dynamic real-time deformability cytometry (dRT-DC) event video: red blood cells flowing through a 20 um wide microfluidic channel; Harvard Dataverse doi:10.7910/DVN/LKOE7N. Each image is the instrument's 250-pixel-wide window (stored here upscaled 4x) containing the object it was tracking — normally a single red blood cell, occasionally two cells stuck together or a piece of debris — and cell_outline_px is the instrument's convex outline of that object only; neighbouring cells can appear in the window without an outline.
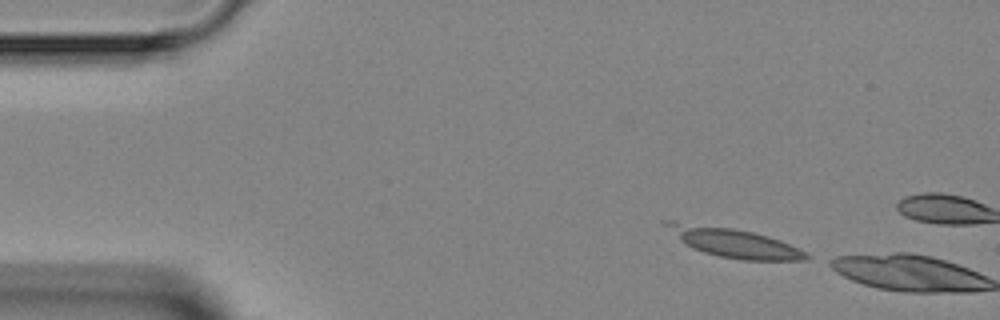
{"species": "Egyptian fruit bat (a non-hibernating species)", "species_latin": "Rousettus aegyptiacus", "temperature_condition": "room temperature", "stored_images_in_passage": 2, "camera_frame_rate_fps": 3000, "um_per_image_px": 0.085, "animal": {"sex": "female"}, "frame": {"image": 1, "passage_image": 1, "time_ms": 0.0, "image_size_px": [1000, 320], "cell_outline_px": [[812, 256], [808, 260], [744, 260], [720, 256], [704, 252], [692, 248], [684, 244], [660, 220], [676, 220], [732, 228], [752, 232], [768, 236], [780, 240]], "centroid_in_image_um": [62.33, 20.6], "position_along_channel_um": 22.7, "area_um2": 23.58}}